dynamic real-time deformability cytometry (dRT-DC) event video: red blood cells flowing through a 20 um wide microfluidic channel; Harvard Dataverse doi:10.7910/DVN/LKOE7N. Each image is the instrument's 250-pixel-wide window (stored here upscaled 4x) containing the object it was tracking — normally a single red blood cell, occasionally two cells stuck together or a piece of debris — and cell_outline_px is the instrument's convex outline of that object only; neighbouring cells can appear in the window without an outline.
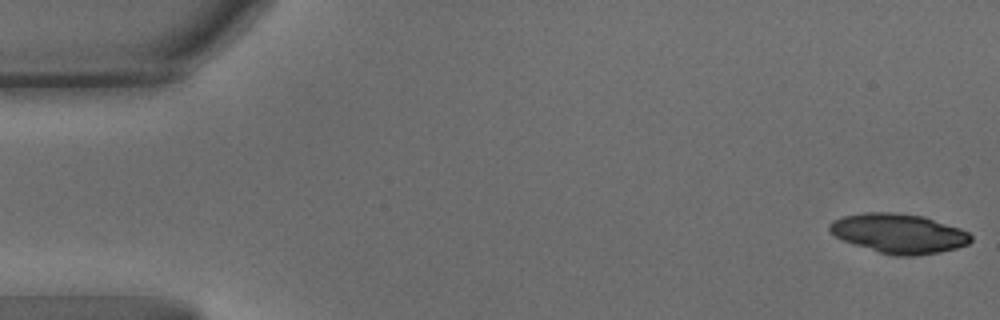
{"species": "common noctule bat (a hibernating species)", "species_latin": "Nyctalus noctula", "temperature_condition": "warm", "stored_images_in_passage": 61, "camera_frame_rate_fps": 3000, "um_per_image_px": 0.085, "animal": {"sex": "male", "body_mass_g": 15.6}, "frame": {"image": 1, "passage_image": 1, "time_ms": 0.0, "image_size_px": [1000, 320], "cell_outline_px": [[972, 240], [968, 244], [956, 248], [940, 252], [916, 256], [896, 256], [880, 252], [844, 240], [836, 236], [828, 228], [828, 224], [832, 220], [844, 216], [864, 212], [892, 212], [924, 216], [960, 228], [968, 232], [972, 236]], "centroid_in_image_um": [76.43, 19.83], "position_along_channel_um": 8.6, "area_um2": 32.37}}